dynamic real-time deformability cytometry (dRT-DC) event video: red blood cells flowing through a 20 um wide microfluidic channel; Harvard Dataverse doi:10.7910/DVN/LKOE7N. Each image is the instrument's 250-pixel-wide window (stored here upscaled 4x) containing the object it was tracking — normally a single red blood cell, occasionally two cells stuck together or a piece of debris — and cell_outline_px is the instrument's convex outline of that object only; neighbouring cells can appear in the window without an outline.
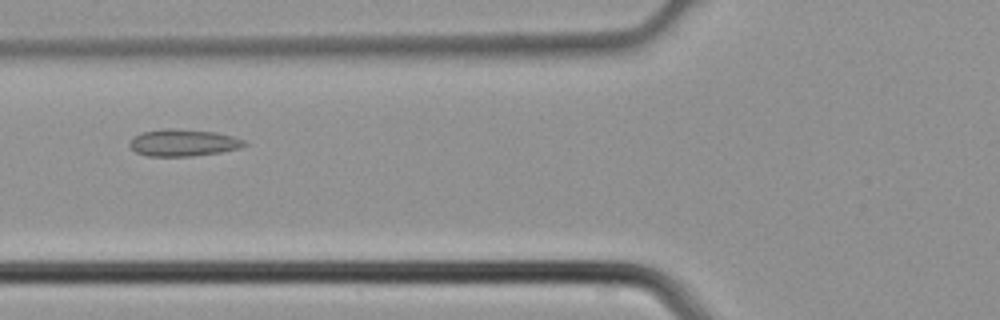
{"species": "common noctule bat (a hibernating species)", "species_latin": "Nyctalus noctula", "temperature_condition": "cold", "stored_images_in_passage": 3, "camera_frame_rate_fps": 3000, "um_per_image_px": 0.085, "animal": {"sex": "male", "body_mass_g": 21.5, "forearm_length_mm": 52.0}, "frame": {"image": 1, "passage_image": 3, "time_ms": 0.667, "image_size_px": [1000, 320], "cell_outline_px": [[248, 144], [240, 148], [220, 152], [192, 156], [148, 156], [136, 152], [128, 144], [140, 132], [164, 128], [172, 128], [216, 132], [232, 136], [244, 140]], "centroid_in_image_um": [15.58, 12.12], "position_along_channel_um": 110.2, "area_um2": 17.98}}